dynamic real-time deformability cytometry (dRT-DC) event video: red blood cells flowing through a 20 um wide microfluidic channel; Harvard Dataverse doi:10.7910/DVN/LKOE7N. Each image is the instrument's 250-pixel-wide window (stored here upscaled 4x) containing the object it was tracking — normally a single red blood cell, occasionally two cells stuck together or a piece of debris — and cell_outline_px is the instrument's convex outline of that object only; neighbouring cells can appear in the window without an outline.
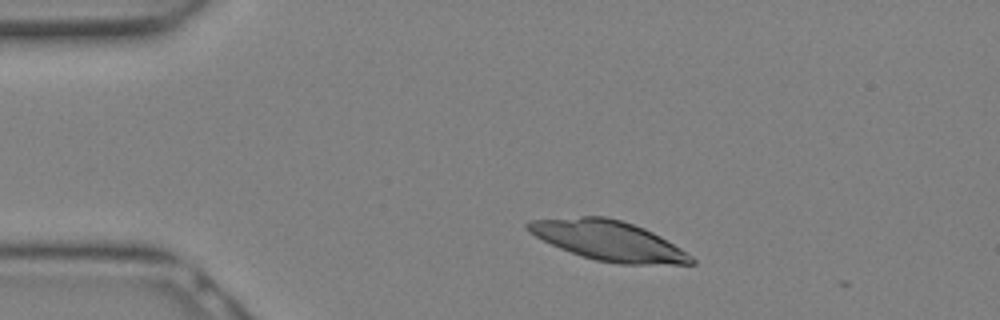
{"species": "Egyptian fruit bat (a non-hibernating species)", "species_latin": "Rousettus aegyptiacus", "temperature_condition": "warm", "stored_images_in_passage": 3, "camera_frame_rate_fps": 3000, "um_per_image_px": 0.085, "animal": {"sex": "female"}, "frame": {"image": 1, "passage_image": 1, "time_ms": 0.0, "image_size_px": [1000, 320], "cell_outline_px": [[696, 264], [620, 264], [596, 260], [560, 248], [528, 232], [524, 224], [528, 220], [580, 216], [604, 216], [620, 220], [644, 228], [660, 236], [680, 248], [692, 256], [696, 260]], "centroid_in_image_um": [51.71, 20.44], "position_along_channel_um": 33.3, "area_um2": 37.63}}